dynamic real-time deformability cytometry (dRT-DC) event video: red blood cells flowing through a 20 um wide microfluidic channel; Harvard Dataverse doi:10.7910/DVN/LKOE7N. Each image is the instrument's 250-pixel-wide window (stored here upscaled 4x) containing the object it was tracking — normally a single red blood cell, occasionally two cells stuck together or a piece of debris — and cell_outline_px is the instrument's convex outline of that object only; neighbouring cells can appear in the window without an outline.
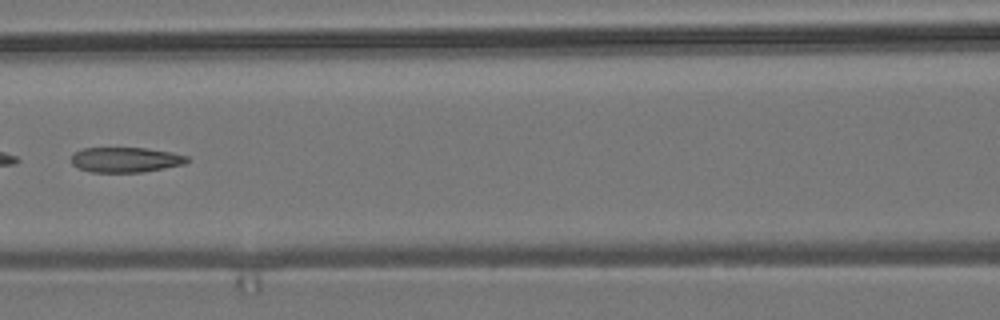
{"species": "common noctule bat (a hibernating species)", "species_latin": "Nyctalus noctula", "temperature_condition": "room temperature", "stored_images_in_passage": 7, "camera_frame_rate_fps": 3000, "um_per_image_px": 0.085, "animal": {"sex": "male", "body_mass_g": 19.2, "forearm_length_mm": 51.8}, "frame": {"image": 1, "passage_image": 7, "time_ms": 7.0, "image_size_px": [1000, 320], "cell_outline_px": [[192, 160], [184, 164], [164, 168], [140, 172], [92, 172], [76, 168], [72, 164], [72, 152], [84, 148], [144, 148], [172, 152], [188, 156]], "centroid_in_image_um": [10.67, 13.57], "position_along_channel_um": 155.9, "area_um2": 17.05}}